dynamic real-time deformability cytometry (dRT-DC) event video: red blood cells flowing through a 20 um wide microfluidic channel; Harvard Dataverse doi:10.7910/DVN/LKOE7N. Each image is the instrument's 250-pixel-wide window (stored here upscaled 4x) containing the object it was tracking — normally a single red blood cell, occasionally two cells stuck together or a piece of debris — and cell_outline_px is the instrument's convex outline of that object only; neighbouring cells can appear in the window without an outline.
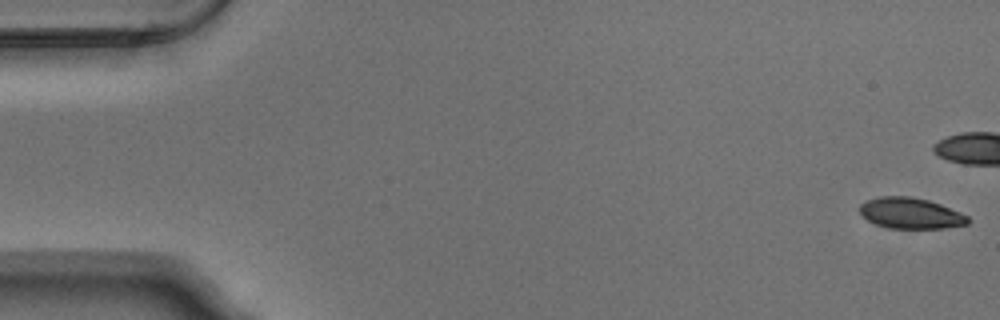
{"species": "Egyptian fruit bat (a non-hibernating species)", "species_latin": "Rousettus aegyptiacus", "temperature_condition": "warm", "stored_images_in_passage": 54, "camera_frame_rate_fps": 3000, "um_per_image_px": 0.085, "animal": {"sex": "male"}, "frame": {"image": 1, "passage_image": 1, "time_ms": 0.0, "image_size_px": [1000, 320], "cell_outline_px": [[968, 224], [944, 228], [888, 228], [876, 224], [868, 220], [860, 212], [860, 204], [868, 200], [880, 196], [912, 196], [928, 200], [940, 204], [960, 212], [968, 216]], "centroid_in_image_um": [77.41, 18.12], "position_along_channel_um": 7.6, "area_um2": 19.36}}
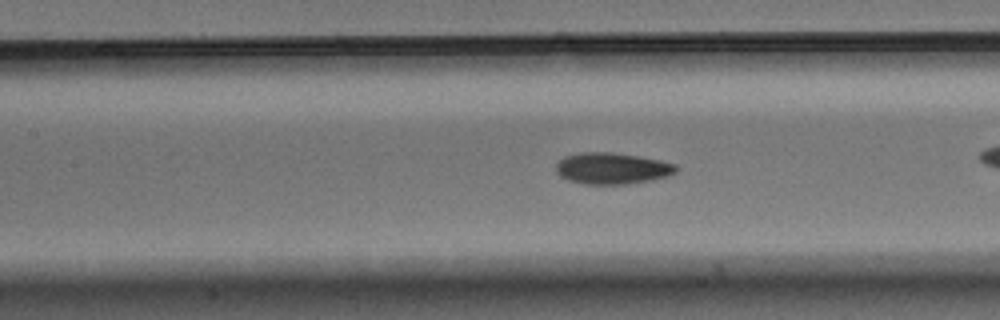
{"frame": {"image": 2, "passage_image": 24, "time_ms": 7.667, "image_size_px": [1000, 320], "cell_outline_px": [[680, 168], [676, 172], [668, 176], [652, 180], [624, 184], [584, 184], [568, 180], [560, 176], [556, 172], [556, 164], [564, 156], [580, 152], [612, 152], [660, 160], [676, 164]], "centroid_in_image_um": [52.03, 14.31], "position_along_channel_um": 155.4, "area_um2": 22.08}}
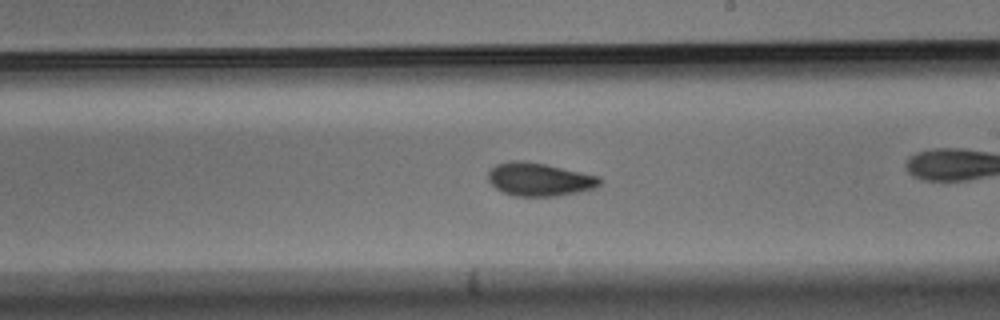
{"frame": {"image": 3, "passage_image": 31, "time_ms": 10.0, "image_size_px": [1000, 320], "cell_outline_px": [[600, 184], [596, 188], [580, 192], [556, 196], [516, 196], [504, 192], [496, 188], [488, 180], [488, 172], [496, 164], [512, 160], [524, 160], [544, 164], [600, 176]], "centroid_in_image_um": [45.85, 15.24], "position_along_channel_um": 243.1, "area_um2": 21.56}, "authors_computed_cell_mechanics": {"area_um2": 20.808, "velocity_mm_per_s": 3.7685, "shape_relaxation_time_tau1_ms": 3.8308, "shape_relaxation_time_tau2_ms": 2.5932, "deformation_change_tau1": 0.1223, "deformation_change_tau2": 0.071}}